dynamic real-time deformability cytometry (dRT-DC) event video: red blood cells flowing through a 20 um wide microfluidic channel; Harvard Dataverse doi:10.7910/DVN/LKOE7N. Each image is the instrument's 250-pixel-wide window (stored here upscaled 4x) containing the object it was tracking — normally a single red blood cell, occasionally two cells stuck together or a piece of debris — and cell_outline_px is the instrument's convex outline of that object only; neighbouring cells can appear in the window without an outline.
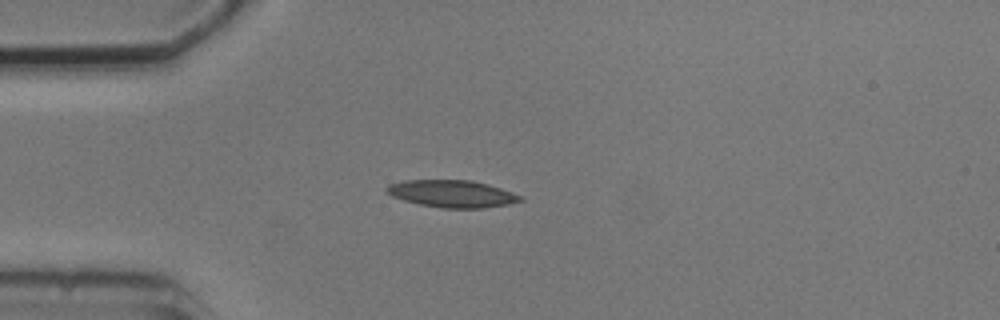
{"species": "common noctule bat (a hibernating species)", "species_latin": "Nyctalus noctula", "temperature_condition": "cold", "stored_images_in_passage": 6, "camera_frame_rate_fps": 3000, "um_per_image_px": 0.085, "animal": {"sex": "male", "body_mass_g": 20.5, "forearm_length_mm": 52.5}, "frame": {"image": 1, "passage_image": 3, "time_ms": 2.333, "image_size_px": [1000, 320], "cell_outline_px": [[524, 200], [508, 204], [484, 208], [444, 208], [420, 204], [404, 200], [392, 196], [384, 188], [388, 184], [404, 180], [472, 180], [488, 184], [524, 196]], "centroid_in_image_um": [38.45, 16.46], "position_along_channel_um": 46.6, "area_um2": 21.21}}
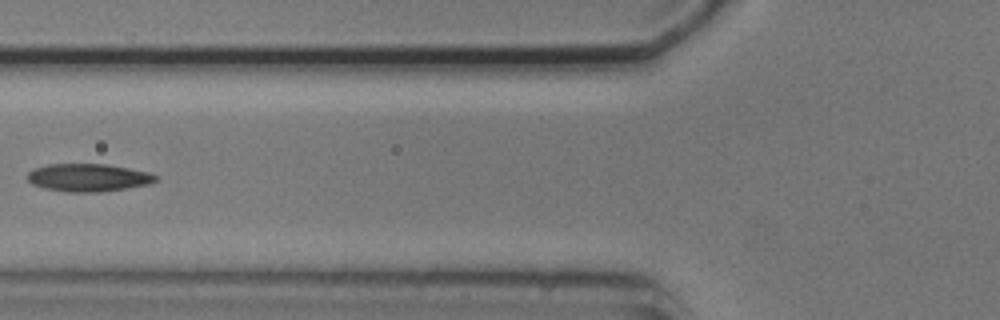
{"frame": {"image": 2, "passage_image": 5, "time_ms": 4.667, "image_size_px": [1000, 320], "cell_outline_px": [[160, 180], [148, 184], [128, 188], [100, 192], [68, 192], [44, 188], [32, 184], [28, 180], [28, 172], [36, 168], [48, 164], [108, 164], [148, 172], [160, 176]], "centroid_in_image_um": [7.55, 15.1], "position_along_channel_um": 118.2, "area_um2": 20.87}}
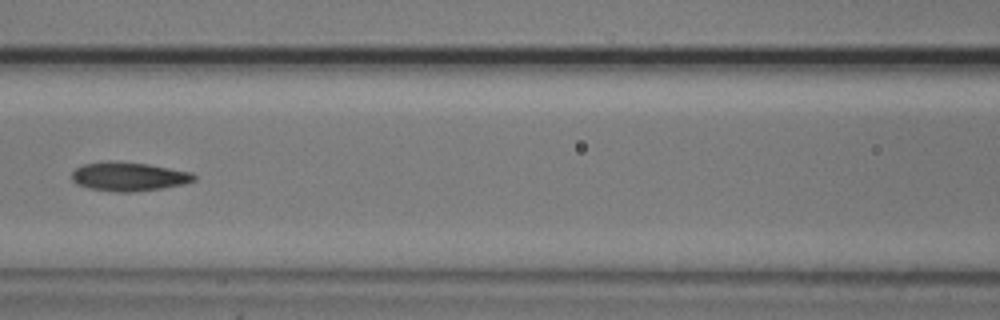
{"frame": {"image": 3, "passage_image": 6, "time_ms": 5.667, "image_size_px": [1000, 320], "cell_outline_px": [[196, 180], [184, 184], [160, 188], [132, 192], [116, 192], [88, 188], [76, 184], [72, 180], [72, 172], [76, 168], [84, 164], [108, 160], [112, 160], [148, 164], [192, 172], [196, 176]], "centroid_in_image_um": [10.93, 15.0], "position_along_channel_um": 155.7, "area_um2": 20.69}}